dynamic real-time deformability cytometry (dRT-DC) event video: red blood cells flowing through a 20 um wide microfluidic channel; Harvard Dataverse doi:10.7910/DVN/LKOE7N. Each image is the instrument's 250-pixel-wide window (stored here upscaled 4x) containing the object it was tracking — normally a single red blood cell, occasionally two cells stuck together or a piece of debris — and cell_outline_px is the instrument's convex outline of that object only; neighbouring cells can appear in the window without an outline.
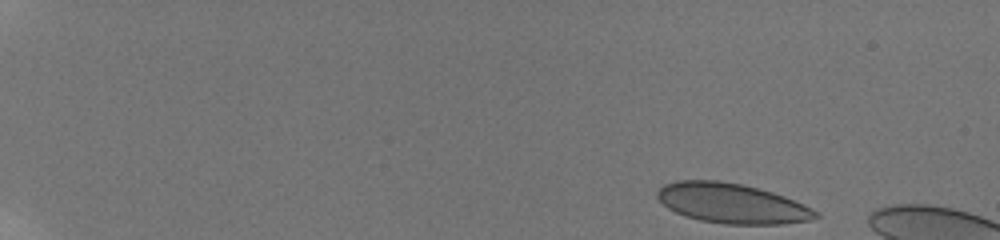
{"species": "human", "species_latin": "Homo sapiens", "temperature_condition": "room temperature", "stored_images_in_passage": 11, "camera_frame_rate_fps": 3000, "um_per_image_px": 0.085, "donor": {"sex": "male"}, "frame": {"image": 1, "passage_image": 1, "time_ms": 0.0, "image_size_px": [1000, 240], "cell_outline_px": [[820, 216], [808, 220], [784, 224], [724, 224], [700, 220], [684, 216], [668, 208], [656, 196], [656, 192], [664, 184], [676, 180], [716, 180], [740, 184], [772, 192], [784, 196], [812, 208], [820, 212]], "centroid_in_image_um": [62.2, 17.29], "position_along_channel_um": 22.8, "area_um2": 36.7}}